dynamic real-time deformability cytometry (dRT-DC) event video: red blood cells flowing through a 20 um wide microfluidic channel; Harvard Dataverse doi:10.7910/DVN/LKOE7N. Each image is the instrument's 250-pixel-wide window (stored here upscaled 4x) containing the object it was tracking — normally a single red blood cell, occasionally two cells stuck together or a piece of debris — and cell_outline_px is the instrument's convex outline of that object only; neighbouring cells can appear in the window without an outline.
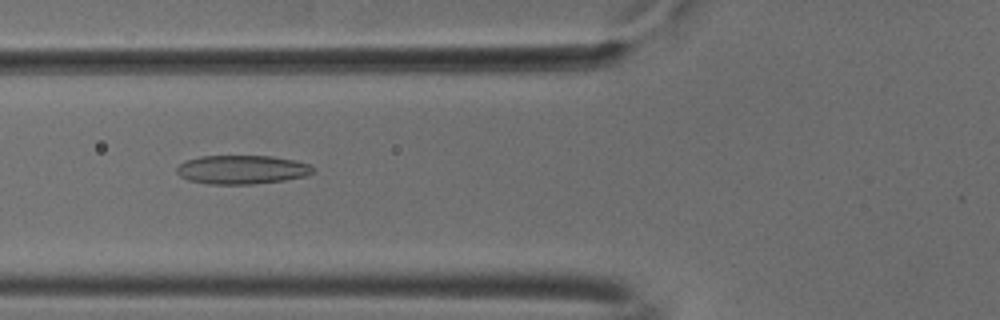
{"species": "common noctule bat (a hibernating species)", "species_latin": "Nyctalus noctula", "temperature_condition": "cold", "stored_images_in_passage": 37, "camera_frame_rate_fps": 3000, "um_per_image_px": 0.085, "animal": {"sex": "male", "body_mass_g": 18.8}, "frame": {"image": 1, "passage_image": 8, "time_ms": 2.333, "image_size_px": [1000, 320], "cell_outline_px": [[312, 172], [304, 176], [284, 180], [252, 184], [208, 184], [188, 180], [180, 176], [176, 172], [176, 168], [184, 160], [200, 156], [272, 156], [296, 160], [312, 164]], "centroid_in_image_um": [20.53, 14.41], "position_along_channel_um": 105.3, "area_um2": 22.95}}
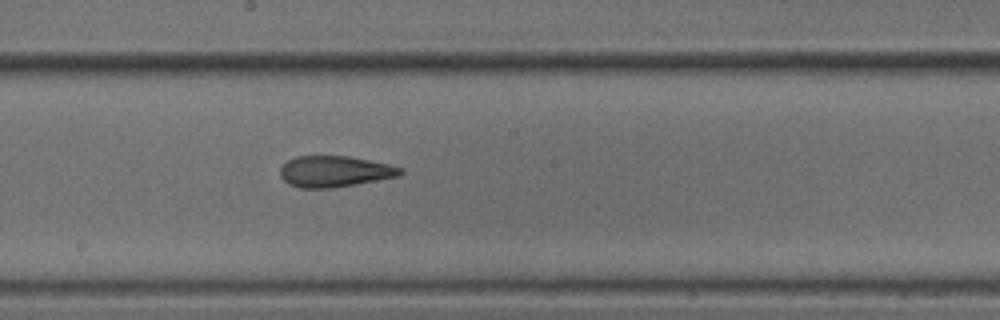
{"frame": {"image": 2, "passage_image": 17, "time_ms": 5.333, "image_size_px": [1000, 320], "cell_outline_px": [[404, 172], [400, 176], [356, 184], [332, 188], [300, 188], [288, 184], [280, 176], [280, 168], [288, 160], [296, 156], [348, 156], [388, 164], [404, 168]], "centroid_in_image_um": [28.45, 14.58], "position_along_channel_um": 219.7, "area_um2": 21.85}}
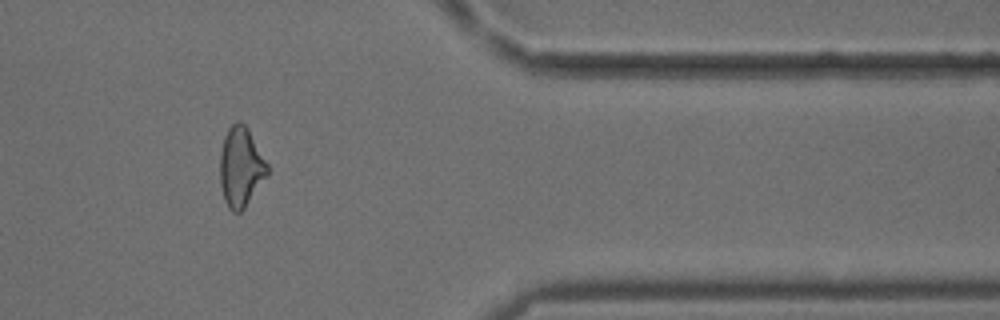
{"frame": {"image": 3, "passage_image": 32, "time_ms": 10.333, "image_size_px": [1000, 320], "cell_outline_px": [[268, 172], [244, 208], [240, 212], [232, 212], [228, 208], [224, 200], [220, 184], [220, 152], [224, 136], [228, 128], [236, 120], [240, 120], [248, 128], [268, 164]], "centroid_in_image_um": [20.44, 14.16], "position_along_channel_um": 391.0, "area_um2": 21.91}, "authors_computed_cell_mechanics": {"area_um2": 21.8484, "velocity_mm_per_s": 3.7942, "shape_relaxation_time_tau1_ms": null, "shape_relaxation_time_tau2_ms": 3.0929, "deformation_change_tau1": null, "deformation_change_tau2": 0.1267}}